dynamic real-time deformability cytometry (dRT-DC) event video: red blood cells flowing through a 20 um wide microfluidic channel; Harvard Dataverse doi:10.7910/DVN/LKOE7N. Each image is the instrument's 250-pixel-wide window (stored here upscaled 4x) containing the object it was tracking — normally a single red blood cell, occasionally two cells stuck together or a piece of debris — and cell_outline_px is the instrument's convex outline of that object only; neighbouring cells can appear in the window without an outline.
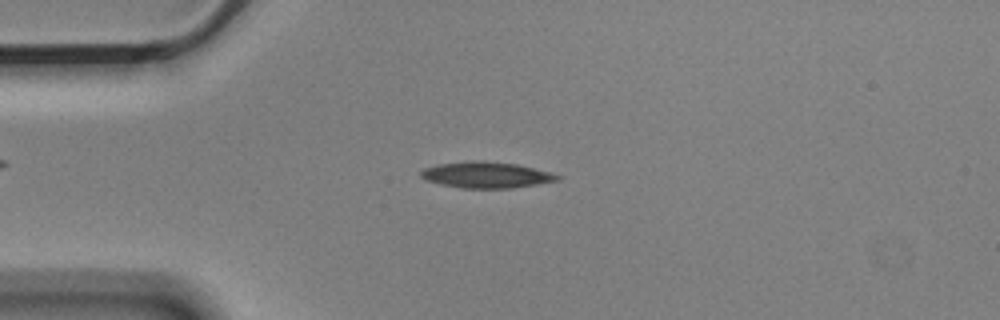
{"species": "Egyptian fruit bat (a non-hibernating species)", "species_latin": "Rousettus aegyptiacus", "temperature_condition": "cold", "stored_images_in_passage": 4, "camera_frame_rate_fps": 3000, "um_per_image_px": 0.085, "animal": {"sex": "male"}, "frame": {"image": 1, "passage_image": 3, "time_ms": 0.667, "image_size_px": [1000, 320], "cell_outline_px": [[564, 176], [560, 180], [512, 188], [460, 188], [440, 184], [424, 180], [420, 176], [420, 172], [424, 168], [440, 164], [468, 160], [484, 160], [516, 164], [552, 172]], "centroid_in_image_um": [41.35, 14.86], "position_along_channel_um": 43.7, "area_um2": 21.04}}